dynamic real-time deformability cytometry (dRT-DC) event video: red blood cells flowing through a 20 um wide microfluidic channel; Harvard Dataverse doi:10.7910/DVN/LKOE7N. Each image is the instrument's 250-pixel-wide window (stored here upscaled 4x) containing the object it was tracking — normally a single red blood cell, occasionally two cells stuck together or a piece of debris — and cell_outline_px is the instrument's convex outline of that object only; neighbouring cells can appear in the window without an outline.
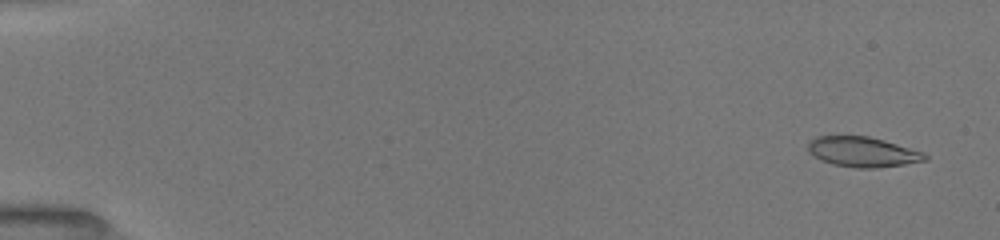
{"species": "common noctule bat (a hibernating species)", "species_latin": "Nyctalus noctula", "temperature_condition": "room temperature", "stored_images_in_passage": 58, "camera_frame_rate_fps": 3000, "um_per_image_px": 0.085, "animal": {"sex": "female", "body_mass_g": 19.5, "forearm_length_mm": 54.1}, "frame": {"image": 1, "passage_image": 3, "time_ms": 0.667, "image_size_px": [1000, 240], "cell_outline_px": [[928, 160], [904, 164], [876, 168], [856, 168], [832, 164], [808, 152], [808, 144], [816, 136], [868, 136], [884, 140], [924, 152], [928, 156]], "centroid_in_image_um": [73.36, 12.91], "position_along_channel_um": 11.6, "area_um2": 20.35}}
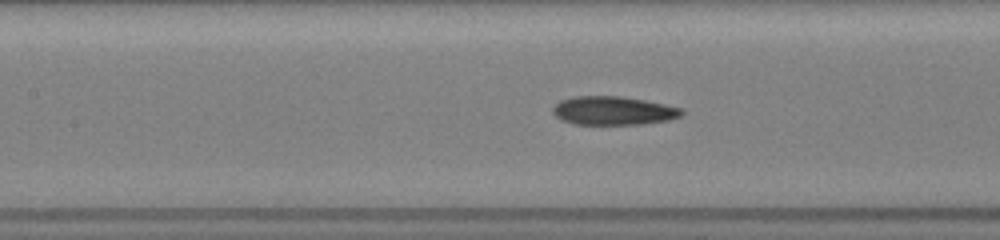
{"frame": {"image": 2, "passage_image": 28, "time_ms": 8.0, "image_size_px": [1000, 240], "cell_outline_px": [[684, 112], [680, 116], [668, 120], [644, 124], [572, 124], [560, 120], [552, 112], [552, 108], [560, 100], [572, 96], [620, 96], [644, 100], [684, 108]], "centroid_in_image_um": [52.11, 9.41], "position_along_channel_um": 155.3, "area_um2": 21.62}}
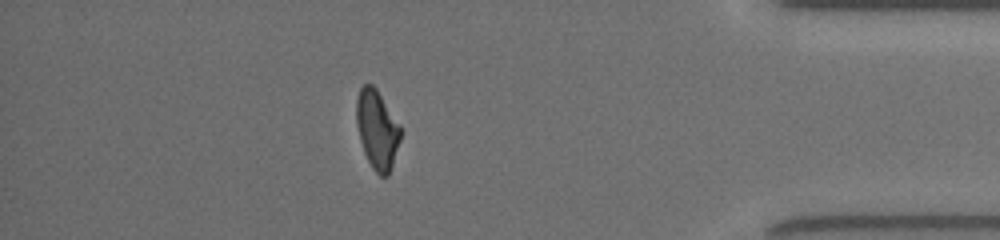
{"frame": {"image": 3, "passage_image": 51, "time_ms": 15.0, "image_size_px": [1000, 240], "cell_outline_px": [[400, 140], [388, 176], [380, 176], [372, 168], [364, 152], [360, 140], [356, 124], [356, 100], [360, 88], [364, 84], [372, 84], [376, 88], [400, 124]], "centroid_in_image_um": [32.04, 10.99], "position_along_channel_um": 403.2, "area_um2": 20.17}, "authors_computed_cell_mechanics": {"area_um2": 21.1259, "velocity_mm_per_s": 4.025, "shape_relaxation_time_tau1_ms": 4.9719, "shape_relaxation_time_tau2_ms": 2.2141, "deformation_change_tau1": 0.176, "deformation_change_tau2": 0.1043}}